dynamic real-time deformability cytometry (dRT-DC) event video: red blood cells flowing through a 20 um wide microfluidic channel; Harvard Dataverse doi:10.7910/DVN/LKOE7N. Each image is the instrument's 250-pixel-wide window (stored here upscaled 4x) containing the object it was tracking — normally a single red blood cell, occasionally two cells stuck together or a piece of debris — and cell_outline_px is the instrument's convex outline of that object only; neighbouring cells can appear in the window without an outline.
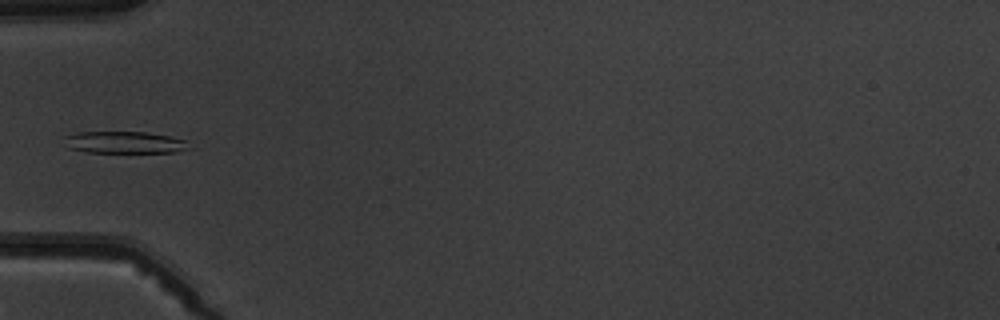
{"species": "common noctule bat (a hibernating species)", "species_latin": "Nyctalus noctula", "temperature_condition": "warm", "stored_images_in_passage": 6, "segment_of_instrument_passage": [2, 2], "camera_frame_rate_fps": 3000, "um_per_image_px": 0.085, "animal": {"sex": "male", "body_mass_g": 19.5, "forearm_length_mm": 54.6}, "frame": {"image": 1, "passage_image": 5, "time_ms": 4.667, "image_size_px": [1000, 320], "cell_outline_px": [[196, 148], [176, 152], [88, 152], [68, 148], [68, 136], [80, 132], [144, 132], [168, 136], [184, 140]], "centroid_in_image_um": [10.72, 12.11], "position_along_channel_um": 74.3, "area_um2": 15.66}}